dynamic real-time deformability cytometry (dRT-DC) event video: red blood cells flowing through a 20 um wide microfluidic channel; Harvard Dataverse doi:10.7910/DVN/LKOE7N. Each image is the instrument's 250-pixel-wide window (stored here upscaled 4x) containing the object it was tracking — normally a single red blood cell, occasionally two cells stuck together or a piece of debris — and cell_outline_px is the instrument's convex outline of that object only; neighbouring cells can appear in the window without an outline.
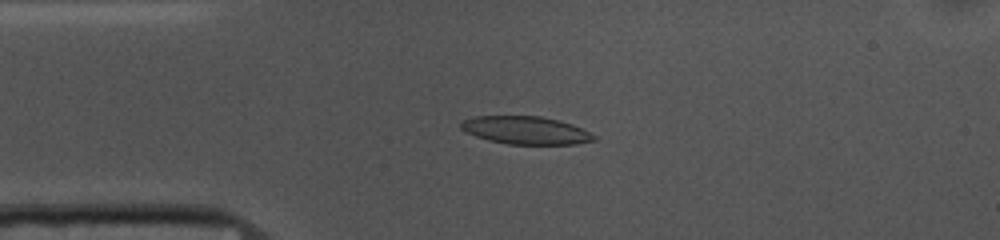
{"species": "common noctule bat (a hibernating species)", "species_latin": "Nyctalus noctula", "temperature_condition": "cold", "stored_images_in_passage": 52, "camera_frame_rate_fps": 3000, "um_per_image_px": 0.085, "animal": {"sex": "female", "body_mass_g": 10.0, "forearm_length_mm": 53.1}, "frame": {"image": 1, "passage_image": 11, "time_ms": 3.333, "image_size_px": [1000, 240], "cell_outline_px": [[596, 140], [576, 144], [508, 144], [488, 140], [464, 132], [460, 128], [460, 124], [464, 120], [476, 116], [540, 116], [572, 124], [596, 136]], "centroid_in_image_um": [44.66, 11.08], "position_along_channel_um": 40.3, "area_um2": 21.44}}
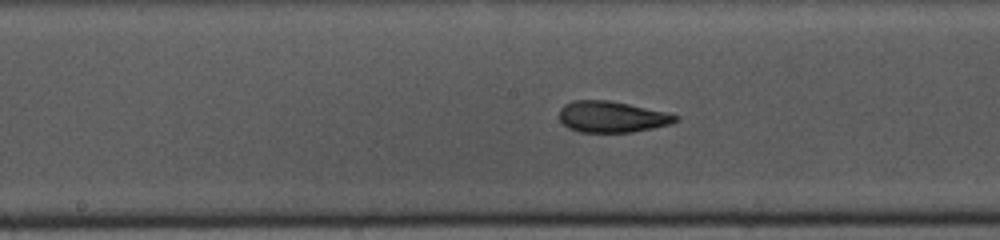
{"frame": {"image": 2, "passage_image": 25, "time_ms": 8.0, "image_size_px": [1000, 240], "cell_outline_px": [[680, 120], [672, 124], [632, 132], [580, 132], [568, 128], [560, 120], [560, 108], [564, 104], [572, 100], [608, 100], [628, 104], [664, 112], [680, 116]], "centroid_in_image_um": [52.01, 9.93], "position_along_channel_um": 196.2, "area_um2": 21.1}}
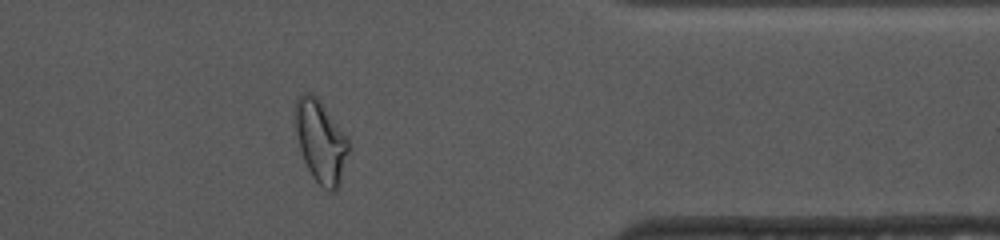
{"frame": {"image": 3, "passage_image": 42, "time_ms": 13.667, "image_size_px": [1000, 240], "cell_outline_px": [[352, 144], [340, 184], [332, 192], [328, 192], [312, 176], [304, 160], [300, 148], [296, 132], [296, 100], [304, 92], [312, 92], [320, 100], [348, 136]], "centroid_in_image_um": [27.32, 12.02], "position_along_channel_um": 384.1, "area_um2": 25.78}, "authors_computed_cell_mechanics": {"area_um2": 21.7617, "velocity_mm_per_s": 3.6807, "shape_relaxation_time_tau1_ms": 4.944, "shape_relaxation_time_tau2_ms": 1.9474, "deformation_change_tau1": 0.1624, "deformation_change_tau2": 0.0843}}